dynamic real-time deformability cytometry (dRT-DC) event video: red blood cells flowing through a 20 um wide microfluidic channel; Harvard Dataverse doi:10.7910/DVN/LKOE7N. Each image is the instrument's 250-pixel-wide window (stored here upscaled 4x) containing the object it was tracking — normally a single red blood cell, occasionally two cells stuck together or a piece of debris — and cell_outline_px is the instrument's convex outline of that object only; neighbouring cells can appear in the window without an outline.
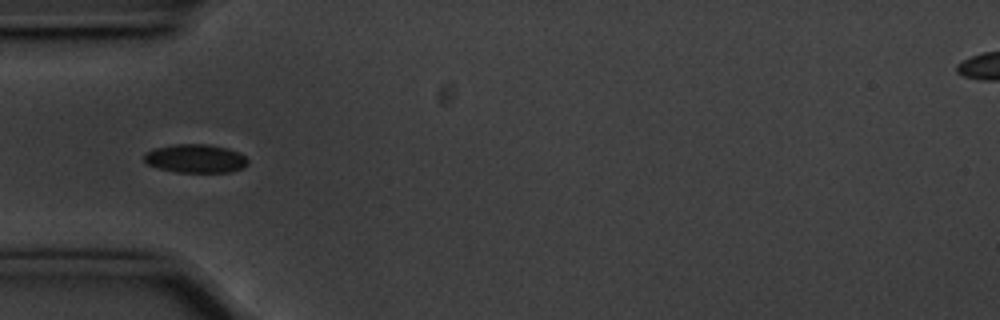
{"species": "common noctule bat (a hibernating species)", "species_latin": "Nyctalus noctula", "temperature_condition": "cold", "stored_images_in_passage": 22, "camera_frame_rate_fps": 3000, "um_per_image_px": 0.085, "animal": {"sex": "male", "body_mass_g": 20.1, "forearm_length_mm": 53.5}, "frame": {"image": 1, "passage_image": 4, "time_ms": 1.0, "image_size_px": [1000, 320], "cell_outline_px": [[248, 164], [244, 168], [232, 172], [176, 172], [160, 168], [148, 164], [144, 160], [144, 156], [148, 152], [156, 148], [176, 144], [208, 144], [228, 148], [240, 152], [248, 160]], "centroid_in_image_um": [16.69, 13.48], "position_along_channel_um": 68.3, "area_um2": 17.22}}